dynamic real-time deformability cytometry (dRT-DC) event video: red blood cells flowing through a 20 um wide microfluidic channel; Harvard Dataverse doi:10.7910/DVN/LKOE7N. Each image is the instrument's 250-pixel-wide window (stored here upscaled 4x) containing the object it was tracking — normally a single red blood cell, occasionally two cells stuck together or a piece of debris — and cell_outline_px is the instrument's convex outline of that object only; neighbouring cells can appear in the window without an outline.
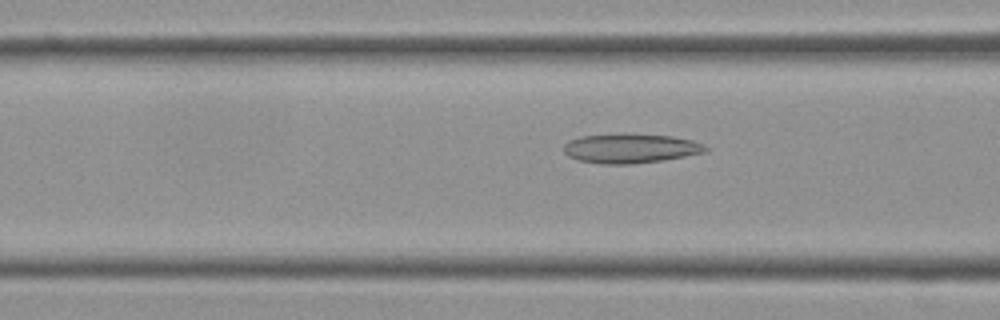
{"species": "Egyptian fruit bat (a non-hibernating species)", "species_latin": "Rousettus aegyptiacus", "temperature_condition": "cold", "stored_images_in_passage": 44, "camera_frame_rate_fps": 3000, "um_per_image_px": 0.085, "frame": {"image": 1, "passage_image": 8, "time_ms": 2.333, "image_size_px": [1000, 320], "cell_outline_px": [[708, 148], [704, 152], [684, 156], [660, 160], [632, 164], [604, 164], [580, 160], [568, 156], [564, 152], [564, 144], [568, 140], [580, 136], [628, 132], [672, 136], [692, 140], [704, 144]], "centroid_in_image_um": [53.56, 12.58], "position_along_channel_um": 113.0, "area_um2": 24.57}}
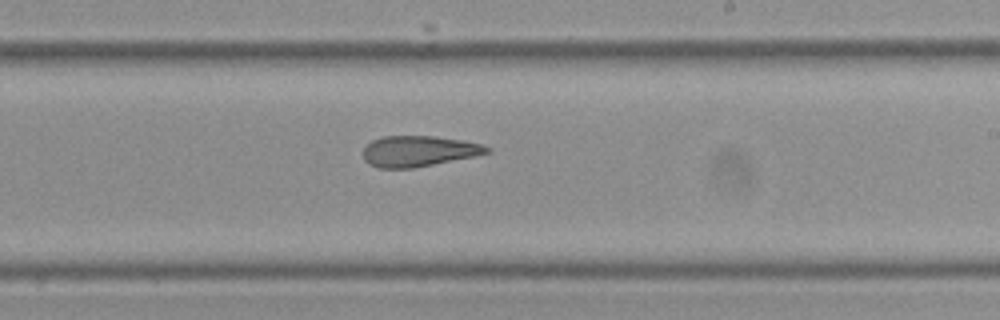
{"frame": {"image": 2, "passage_image": 20, "time_ms": 6.333, "image_size_px": [1000, 320], "cell_outline_px": [[492, 152], [476, 156], [412, 168], [380, 168], [368, 164], [364, 160], [364, 148], [372, 140], [384, 136], [432, 136], [464, 140], [480, 144], [492, 148]], "centroid_in_image_um": [35.61, 12.85], "position_along_channel_um": 253.4, "area_um2": 22.2}}
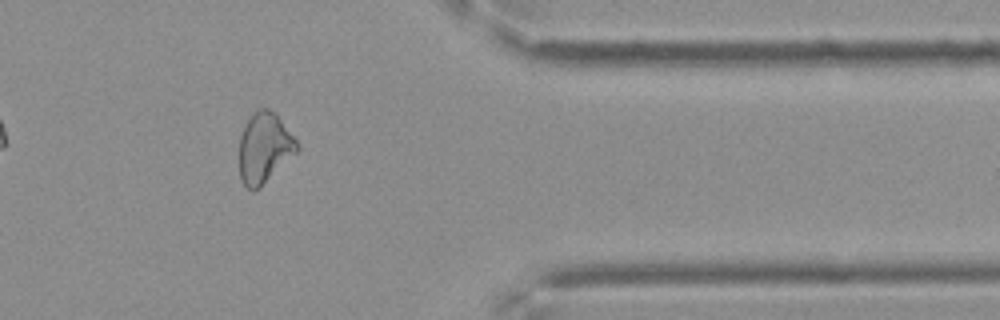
{"frame": {"image": 3, "passage_image": 33, "time_ms": 10.667, "image_size_px": [1000, 320], "cell_outline_px": [[300, 148], [260, 188], [252, 192], [240, 180], [240, 136], [252, 112], [256, 108], [268, 108], [276, 112], [300, 144]], "centroid_in_image_um": [22.48, 12.54], "position_along_channel_um": 388.9, "area_um2": 23.81}, "authors_computed_cell_mechanics": {"area_um2": 23.5535, "velocity_mm_per_s": 3.498, "shape_relaxation_time_tau1_ms": null, "shape_relaxation_time_tau2_ms": 3.0188, "deformation_change_tau1": null, "deformation_change_tau2": 0.1186}}